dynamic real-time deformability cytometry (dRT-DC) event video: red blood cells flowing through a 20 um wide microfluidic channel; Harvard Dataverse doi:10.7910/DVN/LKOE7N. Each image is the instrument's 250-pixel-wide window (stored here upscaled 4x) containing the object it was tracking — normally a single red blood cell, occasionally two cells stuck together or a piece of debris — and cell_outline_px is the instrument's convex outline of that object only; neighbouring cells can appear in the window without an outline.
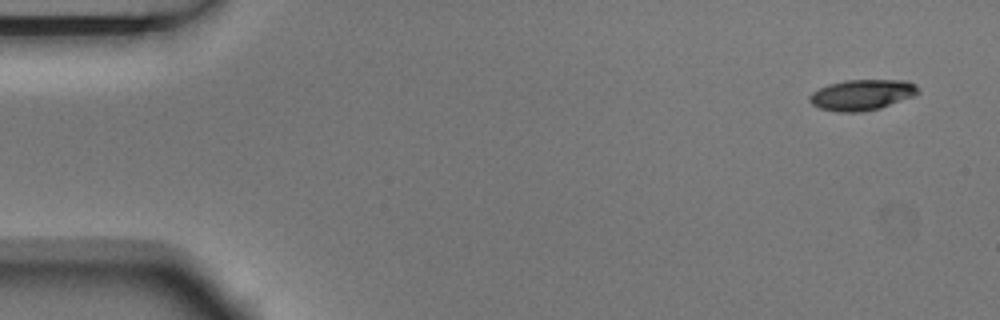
{"species": "Egyptian fruit bat (a non-hibernating species)", "species_latin": "Rousettus aegyptiacus", "temperature_condition": "room temperature", "stored_images_in_passage": 4, "camera_frame_rate_fps": 3000, "um_per_image_px": 0.085, "animal": {"sex": "male"}, "frame": {"image": 1, "passage_image": 1, "time_ms": 0.0, "image_size_px": [1000, 320], "cell_outline_px": [[920, 92], [912, 96], [880, 108], [860, 112], [836, 112], [820, 108], [812, 104], [808, 100], [808, 96], [812, 92], [828, 84], [844, 80], [908, 80], [916, 84], [920, 88]], "centroid_in_image_um": [73.26, 8.05], "position_along_channel_um": 11.7, "area_um2": 19.54}}
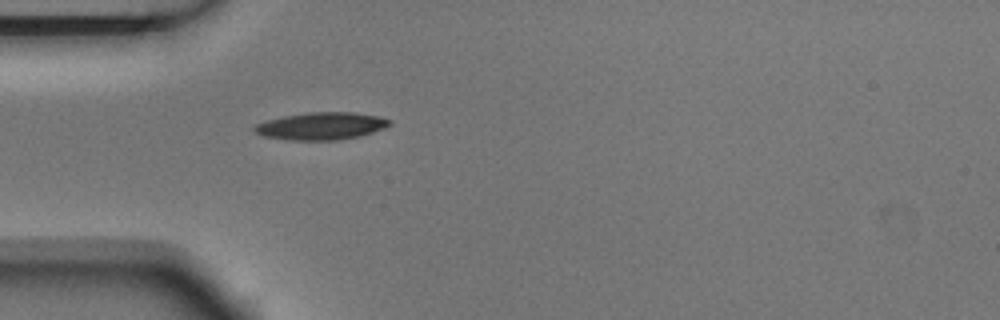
{"frame": {"image": 2, "passage_image": 4, "time_ms": 1.0, "image_size_px": [1000, 320], "cell_outline_px": [[392, 124], [384, 128], [360, 136], [336, 140], [288, 140], [260, 136], [252, 132], [252, 128], [256, 124], [268, 120], [284, 116], [308, 112], [356, 112], [380, 116], [392, 120]], "centroid_in_image_um": [27.29, 10.71], "position_along_channel_um": 57.7, "area_um2": 21.85}}